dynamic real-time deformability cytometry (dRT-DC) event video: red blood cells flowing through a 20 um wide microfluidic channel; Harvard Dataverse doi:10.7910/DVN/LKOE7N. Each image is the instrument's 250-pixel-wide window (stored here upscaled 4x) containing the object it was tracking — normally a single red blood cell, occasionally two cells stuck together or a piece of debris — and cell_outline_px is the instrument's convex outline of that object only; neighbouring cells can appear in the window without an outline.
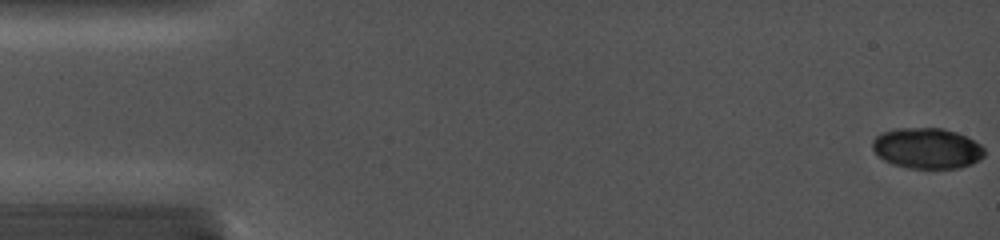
{"species": "common noctule bat (a hibernating species)", "species_latin": "Nyctalus noctula", "temperature_condition": "cold", "stored_images_in_passage": 20, "camera_frame_rate_fps": 5000, "um_per_image_px": 0.085, "animal": {"sex": "female", "body_mass_g": 19.0, "forearm_length_mm": 56.7}, "frame": {"image": 1, "passage_image": 1, "time_ms": 0.0, "image_size_px": [1000, 240], "cell_outline_px": [[984, 156], [980, 160], [972, 164], [960, 168], [908, 168], [892, 164], [884, 160], [872, 148], [872, 140], [876, 136], [884, 132], [896, 128], [940, 128], [956, 132], [980, 144], [984, 148]], "centroid_in_image_um": [78.8, 12.61], "position_along_channel_um": 6.2, "area_um2": 26.47}}
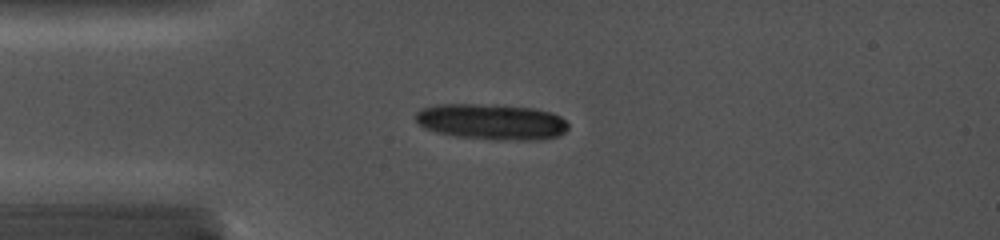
{"frame": {"image": 2, "passage_image": 18, "time_ms": 4.0, "image_size_px": [1000, 240], "cell_outline_px": [[568, 128], [560, 136], [540, 140], [496, 140], [456, 136], [436, 132], [424, 128], [416, 124], [416, 112], [420, 108], [436, 104], [496, 104], [532, 108], [552, 112], [560, 116], [568, 124]], "centroid_in_image_um": [41.77, 10.35], "position_along_channel_um": 43.2, "area_um2": 32.37}}